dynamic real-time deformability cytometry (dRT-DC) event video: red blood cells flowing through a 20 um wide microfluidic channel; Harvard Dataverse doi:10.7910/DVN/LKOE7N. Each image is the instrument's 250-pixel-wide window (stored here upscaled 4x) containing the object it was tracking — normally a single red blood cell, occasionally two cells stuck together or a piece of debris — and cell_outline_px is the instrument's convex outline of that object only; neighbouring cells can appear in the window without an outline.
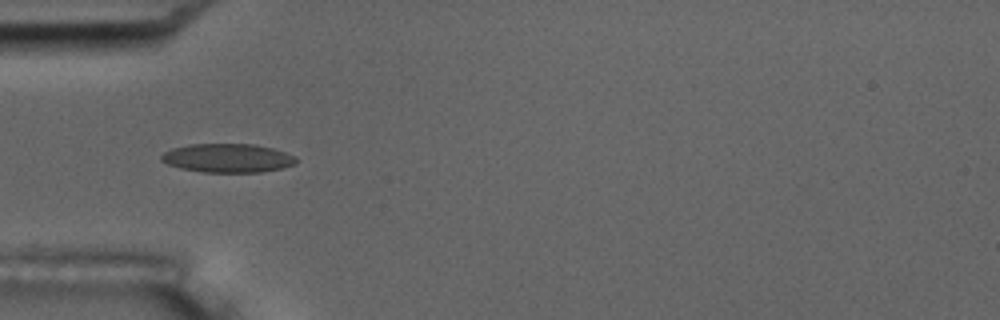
{"species": "common noctule bat (a hibernating species)", "species_latin": "Nyctalus noctula", "temperature_condition": "room temperature", "stored_images_in_passage": 6, "camera_frame_rate_fps": 3000, "um_per_image_px": 0.085, "animal": {"sex": "male", "body_mass_g": 17.5, "forearm_length_mm": 52.3}, "frame": {"image": 1, "passage_image": 4, "time_ms": 4.333, "image_size_px": [1000, 320], "cell_outline_px": [[296, 164], [280, 168], [260, 172], [204, 172], [180, 168], [168, 164], [160, 160], [160, 156], [164, 152], [172, 148], [188, 144], [252, 144], [272, 148], [296, 156]], "centroid_in_image_um": [19.32, 13.43], "position_along_channel_um": 65.7, "area_um2": 22.54}}